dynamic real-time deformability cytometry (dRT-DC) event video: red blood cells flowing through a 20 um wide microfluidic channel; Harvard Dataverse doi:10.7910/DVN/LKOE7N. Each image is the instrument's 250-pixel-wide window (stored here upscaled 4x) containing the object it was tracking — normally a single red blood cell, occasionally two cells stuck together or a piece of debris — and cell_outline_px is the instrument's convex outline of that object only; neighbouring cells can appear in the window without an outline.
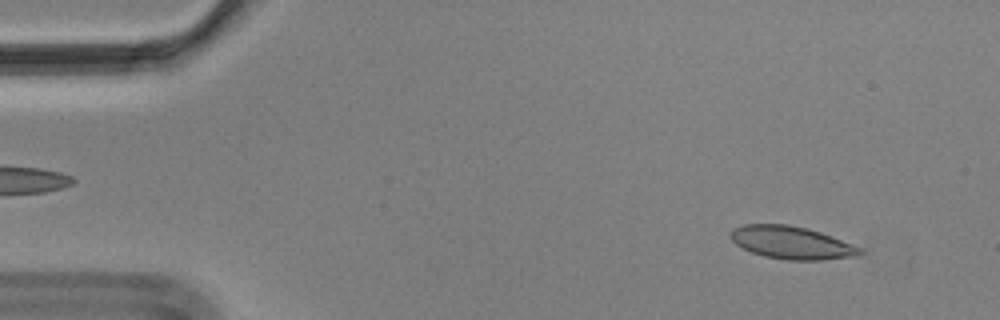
{"species": "Egyptian fruit bat (a non-hibernating species)", "species_latin": "Rousettus aegyptiacus", "temperature_condition": "cold", "stored_images_in_passage": 56, "camera_frame_rate_fps": 3000, "um_per_image_px": 0.085, "animal": {"sex": "male"}, "frame": {"image": 1, "passage_image": 4, "time_ms": 1.0, "image_size_px": [1000, 320], "cell_outline_px": [[864, 252], [860, 256], [820, 260], [788, 260], [764, 256], [752, 252], [736, 244], [732, 240], [728, 232], [732, 228], [744, 224], [788, 224], [808, 228], [820, 232], [852, 244], [860, 248]], "centroid_in_image_um": [67.27, 20.62], "position_along_channel_um": 17.7, "area_um2": 24.74}}
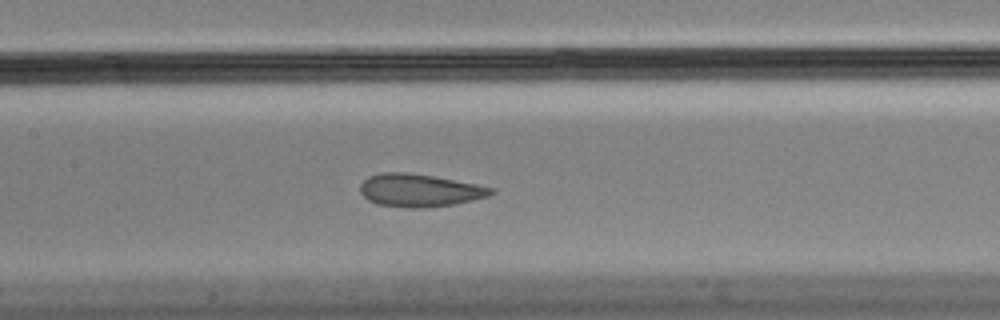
{"frame": {"image": 2, "passage_image": 25, "time_ms": 8.0, "image_size_px": [1000, 320], "cell_outline_px": [[496, 192], [488, 196], [472, 200], [452, 204], [420, 208], [412, 208], [380, 204], [368, 200], [360, 192], [360, 184], [368, 176], [380, 172], [408, 172], [432, 176], [476, 184], [496, 188]], "centroid_in_image_um": [35.66, 16.16], "position_along_channel_um": 171.7, "area_um2": 24.85}}
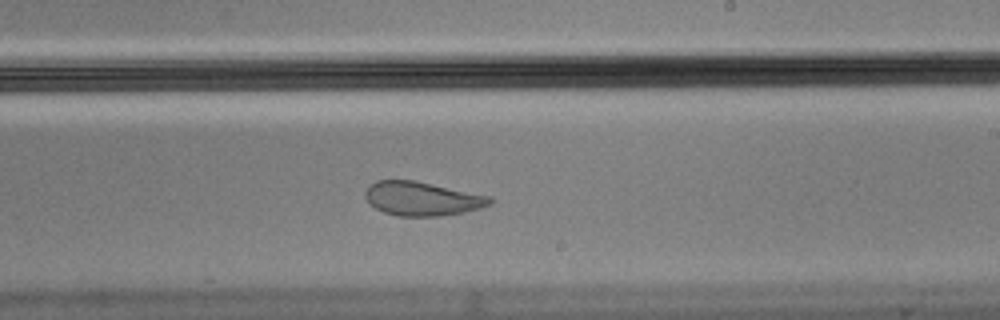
{"frame": {"image": 3, "passage_image": 32, "time_ms": 10.333, "image_size_px": [1000, 320], "cell_outline_px": [[496, 200], [492, 204], [480, 208], [464, 212], [440, 216], [400, 216], [384, 212], [376, 208], [364, 196], [364, 192], [376, 180], [416, 180], [492, 196]], "centroid_in_image_um": [35.95, 16.88], "position_along_channel_um": 253.0, "area_um2": 24.8}, "authors_computed_cell_mechanics": {"area_um2": 25.6054, "velocity_mm_per_s": 3.5064, "shape_relaxation_time_tau1_ms": null, "shape_relaxation_time_tau2_ms": 0.7584, "deformation_change_tau1": null, "deformation_change_tau2": 0.0526}}